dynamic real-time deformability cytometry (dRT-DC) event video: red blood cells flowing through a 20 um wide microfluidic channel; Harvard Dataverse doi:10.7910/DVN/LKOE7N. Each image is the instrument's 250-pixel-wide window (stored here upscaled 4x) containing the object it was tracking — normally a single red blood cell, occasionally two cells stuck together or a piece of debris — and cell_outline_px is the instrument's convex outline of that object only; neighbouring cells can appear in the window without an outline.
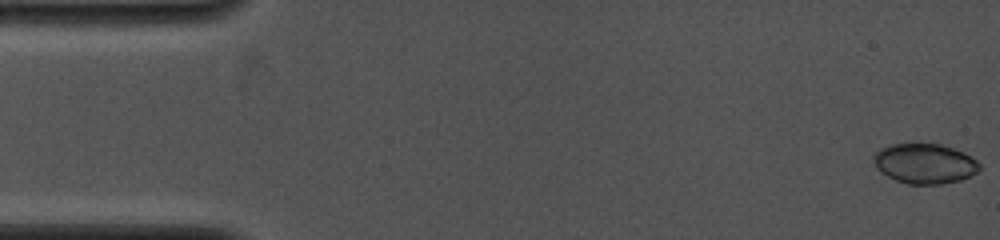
{"species": "common noctule bat (a hibernating species)", "species_latin": "Nyctalus noctula", "temperature_condition": "cold", "stored_images_in_passage": 5, "camera_frame_rate_fps": 4000, "um_per_image_px": 0.085, "animal": {"sex": "female", "body_mass_g": 19.0, "forearm_length_mm": 53.3}, "frame": {"image": 1, "passage_image": 1, "time_ms": 0.0, "image_size_px": [1000, 240], "cell_outline_px": [[980, 168], [972, 176], [960, 180], [940, 184], [908, 184], [896, 180], [880, 172], [876, 168], [872, 160], [872, 156], [880, 148], [892, 144], [940, 144], [964, 152], [972, 156], [980, 164]], "centroid_in_image_um": [78.59, 13.9], "position_along_channel_um": 6.4, "area_um2": 24.8}}
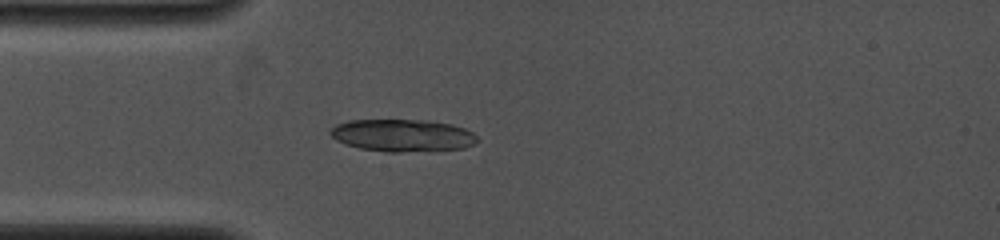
{"frame": {"image": 2, "passage_image": 5, "time_ms": 4.0, "image_size_px": [1000, 240], "cell_outline_px": [[480, 140], [464, 148], [400, 152], [388, 152], [360, 148], [344, 144], [336, 140], [328, 132], [336, 124], [348, 120], [424, 120], [452, 124], [464, 128], [472, 132]], "centroid_in_image_um": [34.19, 11.5], "position_along_channel_um": 50.8, "area_um2": 27.63}}